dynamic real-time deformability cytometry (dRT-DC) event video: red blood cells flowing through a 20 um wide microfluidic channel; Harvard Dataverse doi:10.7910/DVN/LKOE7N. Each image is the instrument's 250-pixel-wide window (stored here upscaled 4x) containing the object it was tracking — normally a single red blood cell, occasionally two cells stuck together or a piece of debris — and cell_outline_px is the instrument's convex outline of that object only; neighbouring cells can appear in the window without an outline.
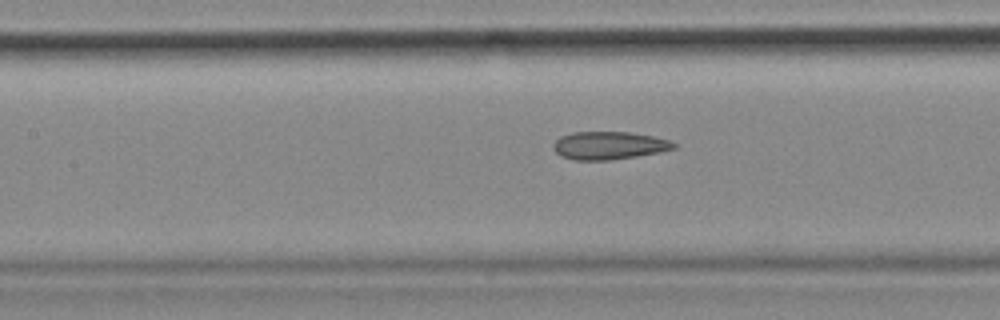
{"species": "common noctule bat (a hibernating species)", "species_latin": "Nyctalus noctula", "temperature_condition": "cold", "stored_images_in_passage": 54, "camera_frame_rate_fps": 3000, "um_per_image_px": 0.085, "animal": {"sex": "female", "body_mass_g": 18.4}, "frame": {"image": 1, "passage_image": 24, "time_ms": 7.667, "image_size_px": [1000, 320], "cell_outline_px": [[676, 148], [660, 152], [612, 160], [572, 160], [560, 156], [552, 148], [552, 144], [560, 136], [572, 132], [628, 132], [652, 136], [668, 140], [676, 144]], "centroid_in_image_um": [51.72, 12.37], "position_along_channel_um": 155.7, "area_um2": 19.65}, "authors_computed_cell_mechanics": {"area_um2": 20.4901, "velocity_mm_per_s": 3.6595, "shape_relaxation_time_tau1_ms": null, "shape_relaxation_time_tau2_ms": 4.2319, "deformation_change_tau1": null, "deformation_change_tau2": 0.1104}}